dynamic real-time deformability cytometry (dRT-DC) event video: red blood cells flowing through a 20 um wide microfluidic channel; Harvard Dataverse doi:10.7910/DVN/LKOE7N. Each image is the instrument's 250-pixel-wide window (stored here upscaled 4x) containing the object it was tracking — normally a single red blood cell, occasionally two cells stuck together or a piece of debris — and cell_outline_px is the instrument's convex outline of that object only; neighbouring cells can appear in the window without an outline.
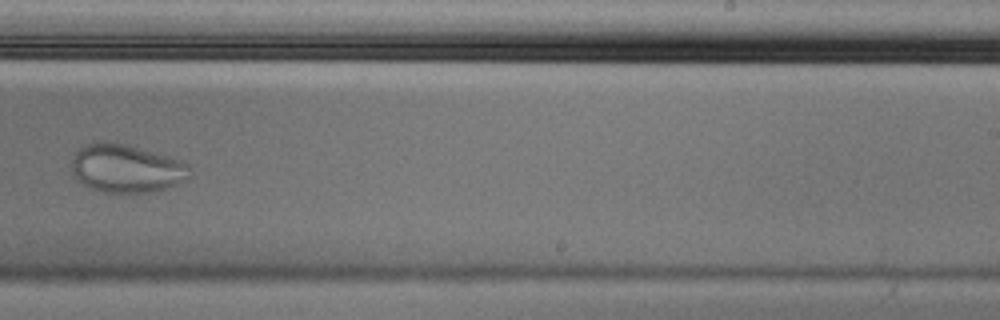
{"species": "Egyptian fruit bat (a non-hibernating species)", "species_latin": "Rousettus aegyptiacus", "temperature_condition": "cold", "stored_images_in_passage": 8, "camera_frame_rate_fps": 3000, "um_per_image_px": 0.085, "animal": {"sex": "male"}, "frame": {"image": 1, "passage_image": 8, "time_ms": 2.333, "image_size_px": [1000, 320], "cell_outline_px": [[192, 176], [176, 184], [164, 188], [148, 192], [104, 192], [92, 188], [84, 184], [72, 172], [72, 156], [76, 148], [84, 144], [96, 140], [104, 140], [128, 144], [168, 156], [180, 160], [188, 164]], "centroid_in_image_um": [10.71, 14.27], "position_along_channel_um": 278.3, "area_um2": 33.41}}